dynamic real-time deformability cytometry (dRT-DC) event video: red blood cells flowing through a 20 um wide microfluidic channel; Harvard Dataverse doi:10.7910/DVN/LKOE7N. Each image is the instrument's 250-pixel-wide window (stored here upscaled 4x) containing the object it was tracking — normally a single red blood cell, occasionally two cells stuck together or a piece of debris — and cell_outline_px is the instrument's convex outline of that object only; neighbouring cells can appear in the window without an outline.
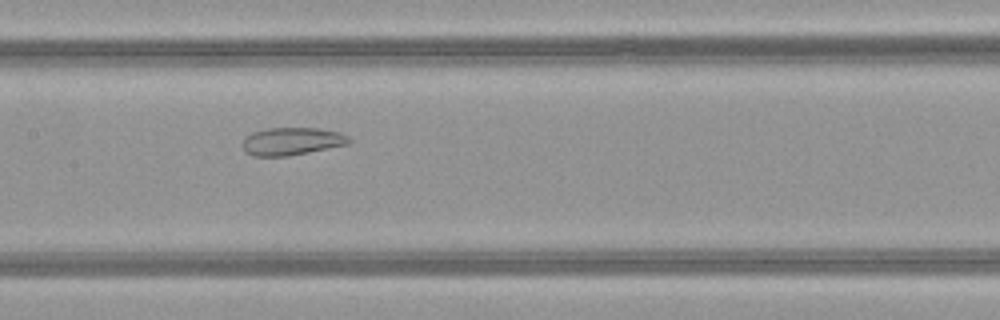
{"species": "common noctule bat (a hibernating species)", "species_latin": "Nyctalus noctula", "temperature_condition": "warm", "stored_images_in_passage": 29, "camera_frame_rate_fps": 3000, "um_per_image_px": 0.085, "animal": {"sex": "female", "body_mass_g": 21.9}, "frame": {"image": 1, "passage_image": 9, "time_ms": 2.667, "image_size_px": [1000, 320], "cell_outline_px": [[352, 140], [348, 144], [288, 156], [252, 156], [244, 152], [244, 136], [252, 132], [268, 128], [316, 128], [340, 132], [348, 136]], "centroid_in_image_um": [24.79, 12.01], "position_along_channel_um": 182.6, "area_um2": 17.17}}
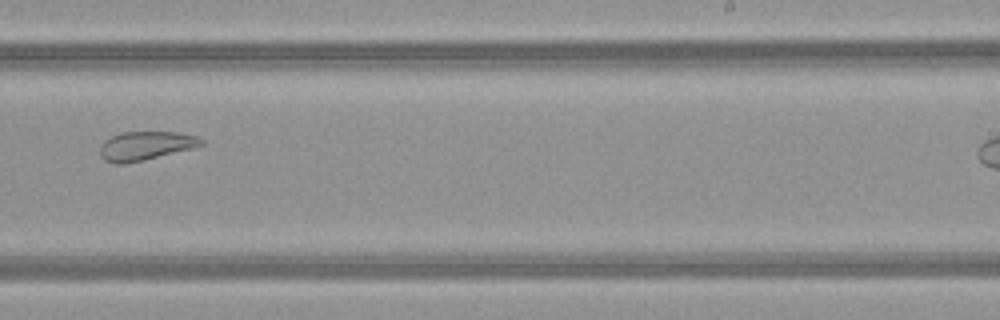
{"frame": {"image": 2, "passage_image": 16, "time_ms": 5.0, "image_size_px": [1000, 320], "cell_outline_px": [[204, 144], [192, 148], [144, 160], [124, 164], [112, 164], [104, 160], [100, 156], [100, 148], [104, 140], [120, 132], [176, 132], [196, 136], [204, 140]], "centroid_in_image_um": [12.34, 12.4], "position_along_channel_um": 276.7, "area_um2": 16.99}}
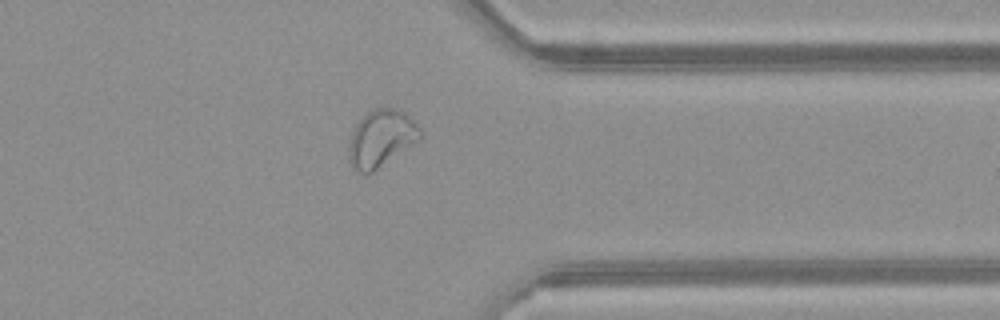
{"frame": {"image": 3, "passage_image": 24, "time_ms": 7.667, "image_size_px": [1000, 320], "cell_outline_px": [[424, 136], [420, 140], [372, 172], [356, 172], [352, 168], [348, 156], [348, 144], [352, 132], [356, 124], [372, 108], [396, 108], [404, 112], [420, 124], [424, 132]], "centroid_in_image_um": [32.44, 11.74], "position_along_channel_um": 379.0, "area_um2": 24.04}}